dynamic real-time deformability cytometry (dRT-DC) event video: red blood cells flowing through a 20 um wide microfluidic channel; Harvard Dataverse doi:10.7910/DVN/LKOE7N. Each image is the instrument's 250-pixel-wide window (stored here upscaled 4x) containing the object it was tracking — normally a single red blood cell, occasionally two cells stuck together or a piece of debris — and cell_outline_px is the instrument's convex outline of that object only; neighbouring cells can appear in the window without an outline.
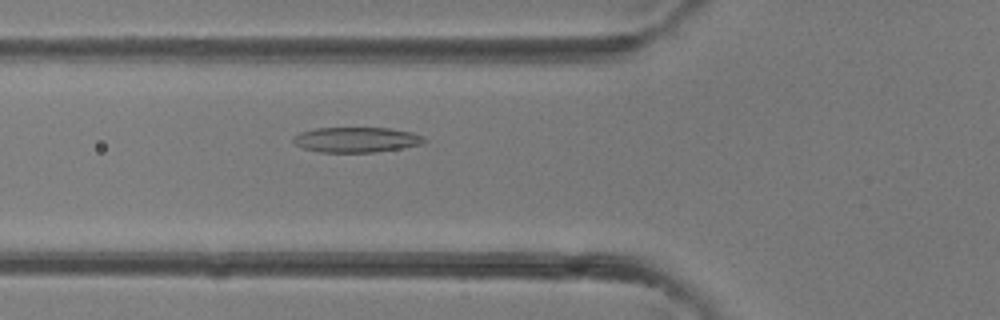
{"species": "common noctule bat (a hibernating species)", "species_latin": "Nyctalus noctula", "temperature_condition": "room temperature", "stored_images_in_passage": 34, "camera_frame_rate_fps": 3000, "um_per_image_px": 0.085, "animal": {"sex": "female"}, "frame": {"image": 1, "passage_image": 9, "time_ms": 2.667, "image_size_px": [1000, 320], "cell_outline_px": [[428, 140], [424, 144], [404, 148], [372, 152], [320, 152], [304, 148], [296, 144], [292, 140], [292, 136], [300, 132], [316, 128], [388, 128], [412, 132], [424, 136]], "centroid_in_image_um": [30.33, 11.87], "position_along_channel_um": 95.5, "area_um2": 19.36}}
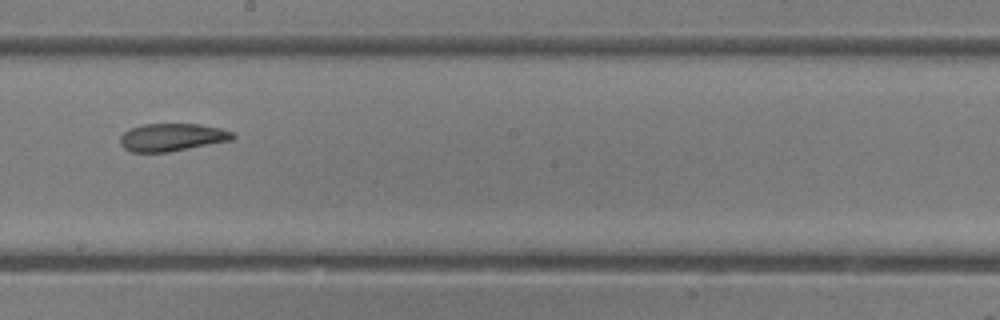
{"frame": {"image": 2, "passage_image": 17, "time_ms": 5.333, "image_size_px": [1000, 320], "cell_outline_px": [[236, 136], [232, 140], [168, 152], [132, 152], [124, 148], [120, 144], [120, 136], [128, 128], [144, 124], [200, 124], [220, 128], [232, 132]], "centroid_in_image_um": [14.6, 11.66], "position_along_channel_um": 233.6, "area_um2": 18.21}}
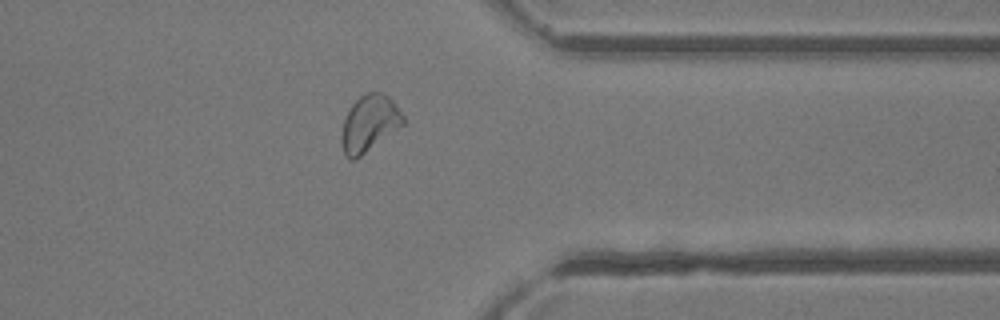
{"frame": {"image": 3, "passage_image": 26, "time_ms": 8.333, "image_size_px": [1000, 320], "cell_outline_px": [[404, 124], [356, 160], [352, 160], [344, 156], [340, 136], [344, 120], [348, 108], [364, 92], [380, 92], [388, 96], [392, 100], [404, 116]], "centroid_in_image_um": [31.36, 10.5], "position_along_channel_um": 380.0, "area_um2": 20.4}}